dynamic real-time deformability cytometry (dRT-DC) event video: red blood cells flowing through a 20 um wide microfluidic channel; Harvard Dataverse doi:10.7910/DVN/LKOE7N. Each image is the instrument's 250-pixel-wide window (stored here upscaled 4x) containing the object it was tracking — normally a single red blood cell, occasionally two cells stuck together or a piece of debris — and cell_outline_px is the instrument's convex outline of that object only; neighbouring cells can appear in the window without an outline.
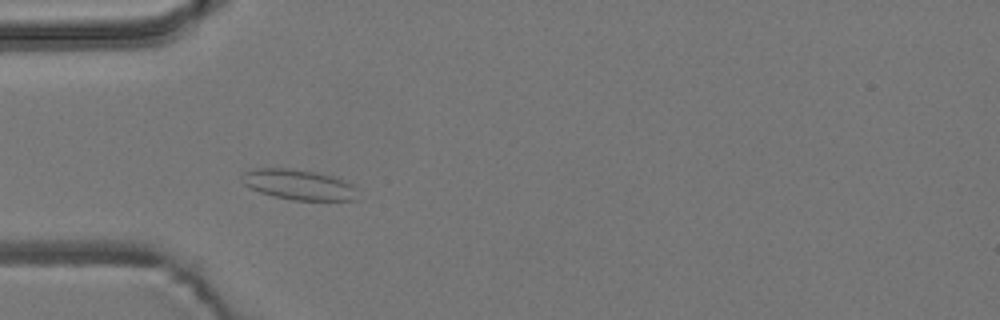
{"species": "common noctule bat (a hibernating species)", "species_latin": "Nyctalus noctula", "temperature_condition": "room temperature", "stored_images_in_passage": 3, "camera_frame_rate_fps": 3000, "um_per_image_px": 0.085, "animal": {"sex": "male", "body_mass_g": 19.2, "forearm_length_mm": 51.8}, "frame": {"image": 1, "passage_image": 3, "time_ms": 0.667, "image_size_px": [1000, 320], "cell_outline_px": [[356, 200], [292, 200], [260, 192], [248, 188], [244, 184], [240, 176], [244, 172], [252, 168], [292, 168], [316, 172], [336, 176], [352, 184], [356, 188]], "centroid_in_image_um": [25.37, 15.68], "position_along_channel_um": 59.6, "area_um2": 20.63}}